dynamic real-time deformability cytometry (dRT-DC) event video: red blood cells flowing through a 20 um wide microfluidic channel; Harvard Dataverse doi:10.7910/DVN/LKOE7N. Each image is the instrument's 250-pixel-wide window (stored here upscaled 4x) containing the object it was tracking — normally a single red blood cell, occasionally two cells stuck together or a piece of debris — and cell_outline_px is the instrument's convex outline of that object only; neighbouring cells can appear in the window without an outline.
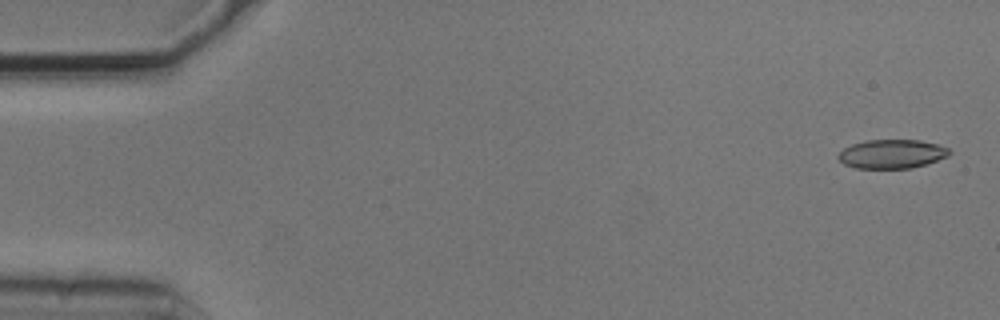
{"species": "common noctule bat (a hibernating species)", "species_latin": "Nyctalus noctula", "temperature_condition": "cold", "stored_images_in_passage": 5, "camera_frame_rate_fps": 3000, "um_per_image_px": 0.085, "animal": {"sex": "male", "body_mass_g": 20.5, "forearm_length_mm": 52.5}, "frame": {"image": 1, "passage_image": 1, "time_ms": 0.0, "image_size_px": [1000, 320], "cell_outline_px": [[952, 152], [948, 156], [912, 168], [856, 168], [844, 164], [836, 156], [844, 148], [852, 144], [864, 140], [920, 140], [936, 144], [948, 148]], "centroid_in_image_um": [75.79, 13.08], "position_along_channel_um": 9.2, "area_um2": 18.61}}